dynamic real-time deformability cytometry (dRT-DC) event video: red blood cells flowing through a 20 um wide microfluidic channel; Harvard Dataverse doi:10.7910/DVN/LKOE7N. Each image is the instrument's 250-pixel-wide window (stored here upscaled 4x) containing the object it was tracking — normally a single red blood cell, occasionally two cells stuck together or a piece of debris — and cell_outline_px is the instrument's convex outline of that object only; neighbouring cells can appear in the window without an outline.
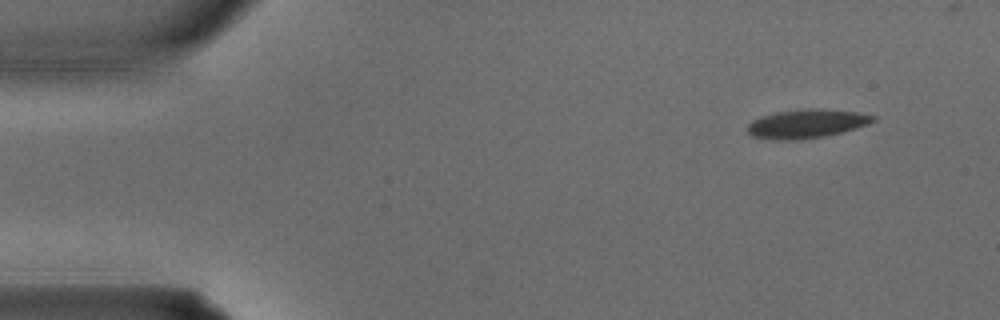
{"species": "common noctule bat (a hibernating species)", "species_latin": "Nyctalus noctula", "temperature_condition": "warm", "stored_images_in_passage": 3, "camera_frame_rate_fps": 3000, "um_per_image_px": 0.085, "animal": {"sex": "male", "body_mass_g": 15.6}, "frame": {"image": 1, "passage_image": 1, "time_ms": 0.0, "image_size_px": [1000, 320], "cell_outline_px": [[876, 120], [868, 124], [840, 132], [824, 136], [796, 140], [776, 140], [752, 136], [748, 132], [748, 124], [752, 120], [776, 112], [808, 108], [812, 108], [856, 112], [876, 116]], "centroid_in_image_um": [68.55, 10.52], "position_along_channel_um": 16.5, "area_um2": 20.75}}
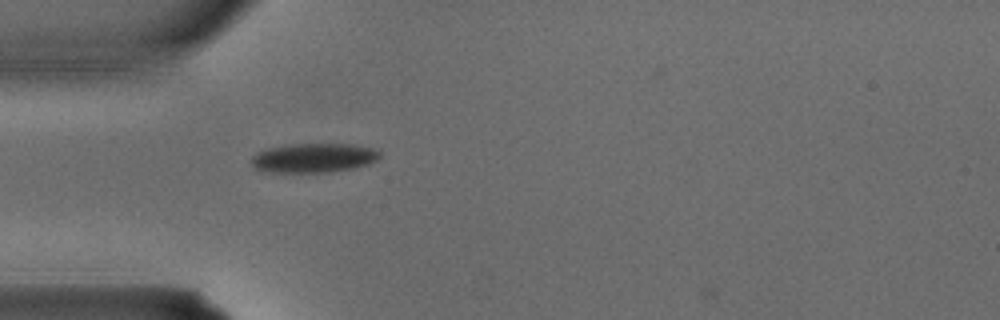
{"frame": {"image": 2, "passage_image": 3, "time_ms": 0.667, "image_size_px": [1000, 320], "cell_outline_px": [[380, 156], [376, 160], [368, 164], [356, 168], [328, 172], [260, 172], [252, 164], [252, 156], [268, 148], [292, 144], [352, 144], [380, 148]], "centroid_in_image_um": [26.72, 13.42], "position_along_channel_um": 58.3, "area_um2": 22.08}}